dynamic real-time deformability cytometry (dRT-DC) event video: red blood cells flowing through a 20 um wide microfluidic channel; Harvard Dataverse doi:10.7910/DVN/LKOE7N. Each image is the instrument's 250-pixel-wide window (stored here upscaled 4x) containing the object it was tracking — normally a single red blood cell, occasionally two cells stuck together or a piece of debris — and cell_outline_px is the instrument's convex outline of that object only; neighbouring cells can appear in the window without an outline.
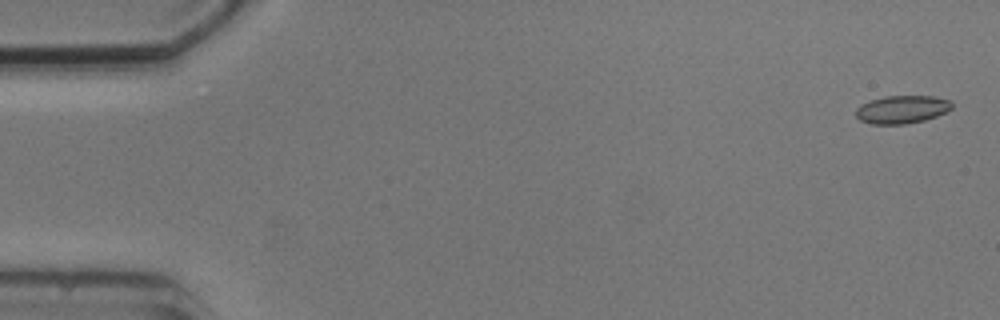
{"species": "common noctule bat (a hibernating species)", "species_latin": "Nyctalus noctula", "temperature_condition": "cold", "stored_images_in_passage": 5, "camera_frame_rate_fps": 3000, "um_per_image_px": 0.085, "animal": {"sex": "male", "body_mass_g": 20.5, "forearm_length_mm": 52.5}, "frame": {"image": 1, "passage_image": 1, "time_ms": 0.0, "image_size_px": [1000, 320], "cell_outline_px": [[952, 108], [936, 116], [924, 120], [904, 124], [872, 124], [860, 120], [856, 116], [856, 108], [860, 104], [868, 100], [884, 96], [932, 96], [952, 100]], "centroid_in_image_um": [76.64, 9.29], "position_along_channel_um": 8.4, "area_um2": 15.72}}
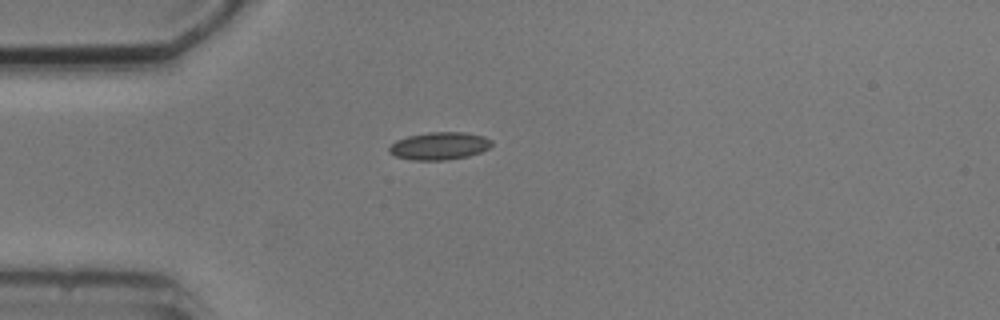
{"frame": {"image": 2, "passage_image": 3, "time_ms": 4.333, "image_size_px": [1000, 320], "cell_outline_px": [[492, 144], [488, 148], [480, 152], [468, 156], [448, 160], [412, 160], [396, 156], [388, 152], [388, 148], [396, 140], [408, 136], [428, 132], [464, 132], [484, 136], [492, 140]], "centroid_in_image_um": [37.34, 12.4], "position_along_channel_um": 47.7, "area_um2": 16.53}}